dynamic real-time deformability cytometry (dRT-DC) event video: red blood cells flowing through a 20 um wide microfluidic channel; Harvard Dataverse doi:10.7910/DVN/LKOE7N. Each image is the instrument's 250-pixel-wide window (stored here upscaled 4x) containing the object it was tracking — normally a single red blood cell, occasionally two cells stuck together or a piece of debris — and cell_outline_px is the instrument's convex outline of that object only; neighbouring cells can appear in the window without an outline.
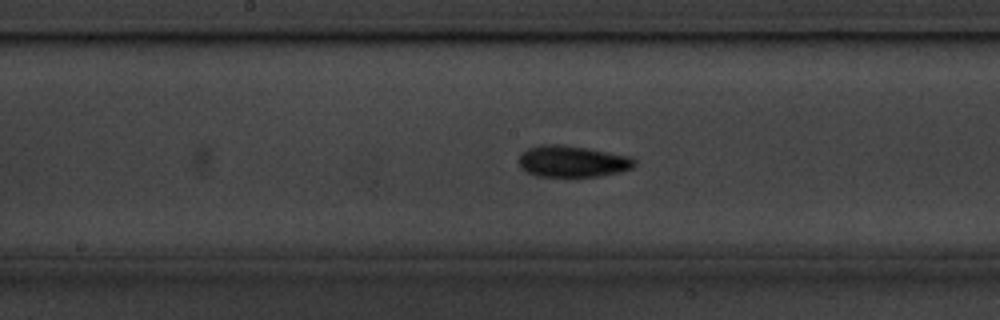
{"species": "common noctule bat (a hibernating species)", "species_latin": "Nyctalus noctula", "temperature_condition": "cold", "stored_images_in_passage": 46, "segment_of_instrument_passage": [1, 2], "camera_frame_rate_fps": 3000, "um_per_image_px": 0.085, "animal": {"sex": "male", "body_mass_g": 20.1, "forearm_length_mm": 53.5}, "frame": {"image": 1, "passage_image": 17, "time_ms": 5.333, "image_size_px": [1000, 320], "cell_outline_px": [[636, 164], [632, 168], [620, 172], [600, 176], [536, 176], [520, 168], [520, 156], [528, 148], [540, 144], [560, 144], [588, 148], [632, 156], [636, 160]], "centroid_in_image_um": [48.7, 13.71], "position_along_channel_um": 199.5, "area_um2": 21.27}}
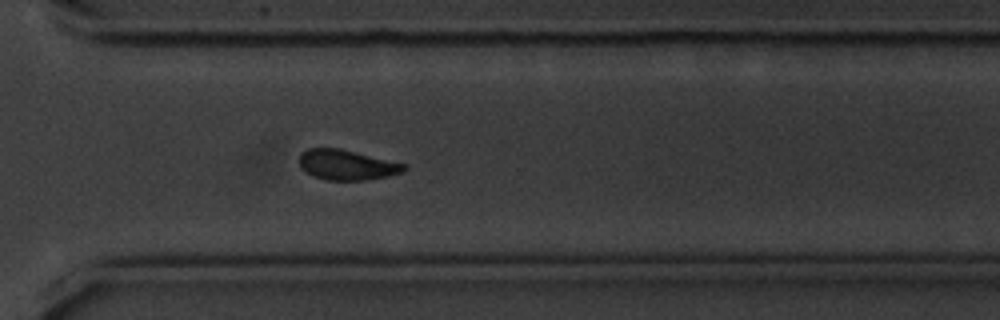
{"frame": {"image": 2, "passage_image": 29, "time_ms": 9.333, "image_size_px": [1000, 320], "cell_outline_px": [[408, 168], [404, 172], [388, 176], [364, 180], [324, 180], [312, 176], [300, 168], [300, 152], [308, 148], [340, 148], [408, 164]], "centroid_in_image_um": [29.5, 14.01], "position_along_channel_um": 341.1, "area_um2": 18.73}}
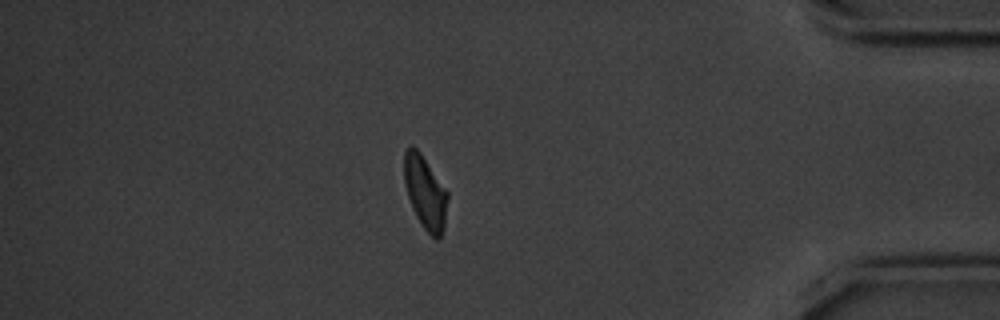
{"frame": {"image": 3, "passage_image": 37, "time_ms": 12.0, "image_size_px": [1000, 320], "cell_outline_px": [[448, 196], [444, 228], [440, 240], [436, 240], [424, 228], [416, 216], [412, 208], [404, 184], [404, 152], [412, 144], [420, 152], [448, 192]], "centroid_in_image_um": [36.14, 16.37], "position_along_channel_um": 399.1, "area_um2": 18.5}}